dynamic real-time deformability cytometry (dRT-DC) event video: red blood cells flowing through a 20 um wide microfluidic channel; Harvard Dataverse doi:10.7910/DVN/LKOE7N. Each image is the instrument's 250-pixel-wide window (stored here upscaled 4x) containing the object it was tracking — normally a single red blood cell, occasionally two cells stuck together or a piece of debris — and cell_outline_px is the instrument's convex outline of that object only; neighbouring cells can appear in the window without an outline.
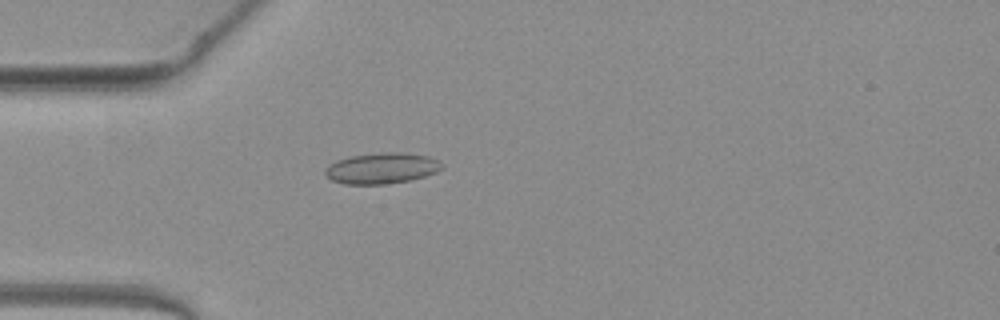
{"species": "common noctule bat (a hibernating species)", "species_latin": "Nyctalus noctula", "temperature_condition": "warm", "stored_images_in_passage": 5, "camera_frame_rate_fps": 3000, "um_per_image_px": 0.085, "animal": {"sex": "female", "body_mass_g": 19.3, "forearm_length_mm": 54.1}, "frame": {"image": 1, "passage_image": 2, "time_ms": 0.333, "image_size_px": [1000, 320], "cell_outline_px": [[444, 168], [436, 172], [412, 180], [384, 184], [344, 184], [332, 180], [324, 176], [324, 172], [328, 164], [336, 160], [348, 156], [380, 152], [400, 152], [428, 156], [440, 160], [444, 164]], "centroid_in_image_um": [32.44, 14.29], "position_along_channel_um": 52.6, "area_um2": 21.39}}